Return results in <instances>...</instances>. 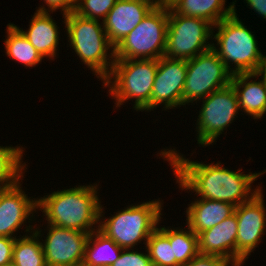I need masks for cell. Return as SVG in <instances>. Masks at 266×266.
<instances>
[{
  "mask_svg": "<svg viewBox=\"0 0 266 266\" xmlns=\"http://www.w3.org/2000/svg\"><path fill=\"white\" fill-rule=\"evenodd\" d=\"M159 154L171 163L182 190H192L200 198L223 201L234 206L249 201L259 192L261 188L257 186L252 190L251 184L266 172L243 174L240 172L242 169L234 172L221 166L220 162L204 164L190 161L175 149H166Z\"/></svg>",
  "mask_w": 266,
  "mask_h": 266,
  "instance_id": "obj_1",
  "label": "cell"
},
{
  "mask_svg": "<svg viewBox=\"0 0 266 266\" xmlns=\"http://www.w3.org/2000/svg\"><path fill=\"white\" fill-rule=\"evenodd\" d=\"M97 187L95 184L54 191L37 198V208L43 210L48 224L90 234L99 229L93 225L103 217Z\"/></svg>",
  "mask_w": 266,
  "mask_h": 266,
  "instance_id": "obj_2",
  "label": "cell"
},
{
  "mask_svg": "<svg viewBox=\"0 0 266 266\" xmlns=\"http://www.w3.org/2000/svg\"><path fill=\"white\" fill-rule=\"evenodd\" d=\"M235 4L234 13L214 25L218 31L212 36L219 47L212 43V49L232 75L260 73L266 56L259 50L253 32L237 17ZM231 62L234 69L229 66Z\"/></svg>",
  "mask_w": 266,
  "mask_h": 266,
  "instance_id": "obj_3",
  "label": "cell"
},
{
  "mask_svg": "<svg viewBox=\"0 0 266 266\" xmlns=\"http://www.w3.org/2000/svg\"><path fill=\"white\" fill-rule=\"evenodd\" d=\"M63 18L69 45L83 64L87 65L96 76L98 75L97 78L105 81L115 61V47L110 43L104 27L99 24V20L82 17L75 12L64 15ZM108 50L111 51L109 56Z\"/></svg>",
  "mask_w": 266,
  "mask_h": 266,
  "instance_id": "obj_4",
  "label": "cell"
},
{
  "mask_svg": "<svg viewBox=\"0 0 266 266\" xmlns=\"http://www.w3.org/2000/svg\"><path fill=\"white\" fill-rule=\"evenodd\" d=\"M157 67L158 59L115 60L109 76L103 83L104 87H110V95L116 98V107L135 98L133 108L137 111H151V93Z\"/></svg>",
  "mask_w": 266,
  "mask_h": 266,
  "instance_id": "obj_5",
  "label": "cell"
},
{
  "mask_svg": "<svg viewBox=\"0 0 266 266\" xmlns=\"http://www.w3.org/2000/svg\"><path fill=\"white\" fill-rule=\"evenodd\" d=\"M161 206L159 199L130 205L96 227L122 249L134 248L142 240L146 245L161 219Z\"/></svg>",
  "mask_w": 266,
  "mask_h": 266,
  "instance_id": "obj_6",
  "label": "cell"
},
{
  "mask_svg": "<svg viewBox=\"0 0 266 266\" xmlns=\"http://www.w3.org/2000/svg\"><path fill=\"white\" fill-rule=\"evenodd\" d=\"M168 8L155 6L144 19L115 46V60L159 59L164 56Z\"/></svg>",
  "mask_w": 266,
  "mask_h": 266,
  "instance_id": "obj_7",
  "label": "cell"
},
{
  "mask_svg": "<svg viewBox=\"0 0 266 266\" xmlns=\"http://www.w3.org/2000/svg\"><path fill=\"white\" fill-rule=\"evenodd\" d=\"M214 26L205 19L177 14L168 9V27L164 56L189 60L210 48ZM207 42V43H206Z\"/></svg>",
  "mask_w": 266,
  "mask_h": 266,
  "instance_id": "obj_8",
  "label": "cell"
},
{
  "mask_svg": "<svg viewBox=\"0 0 266 266\" xmlns=\"http://www.w3.org/2000/svg\"><path fill=\"white\" fill-rule=\"evenodd\" d=\"M231 78L232 74L212 48L187 60L182 105L204 99L212 92L228 86Z\"/></svg>",
  "mask_w": 266,
  "mask_h": 266,
  "instance_id": "obj_9",
  "label": "cell"
},
{
  "mask_svg": "<svg viewBox=\"0 0 266 266\" xmlns=\"http://www.w3.org/2000/svg\"><path fill=\"white\" fill-rule=\"evenodd\" d=\"M202 102L196 129L198 144L204 147L215 142L223 130L229 127L240 108L237 93L231 83L212 92Z\"/></svg>",
  "mask_w": 266,
  "mask_h": 266,
  "instance_id": "obj_10",
  "label": "cell"
},
{
  "mask_svg": "<svg viewBox=\"0 0 266 266\" xmlns=\"http://www.w3.org/2000/svg\"><path fill=\"white\" fill-rule=\"evenodd\" d=\"M261 189L249 201L235 207L238 229L236 237V266H242L246 258L260 243L266 226V208Z\"/></svg>",
  "mask_w": 266,
  "mask_h": 266,
  "instance_id": "obj_11",
  "label": "cell"
},
{
  "mask_svg": "<svg viewBox=\"0 0 266 266\" xmlns=\"http://www.w3.org/2000/svg\"><path fill=\"white\" fill-rule=\"evenodd\" d=\"M42 243L47 266H82L89 233L48 225Z\"/></svg>",
  "mask_w": 266,
  "mask_h": 266,
  "instance_id": "obj_12",
  "label": "cell"
},
{
  "mask_svg": "<svg viewBox=\"0 0 266 266\" xmlns=\"http://www.w3.org/2000/svg\"><path fill=\"white\" fill-rule=\"evenodd\" d=\"M187 73V60L162 56L158 59L155 81L151 93V110L164 104V108L182 106V93Z\"/></svg>",
  "mask_w": 266,
  "mask_h": 266,
  "instance_id": "obj_13",
  "label": "cell"
},
{
  "mask_svg": "<svg viewBox=\"0 0 266 266\" xmlns=\"http://www.w3.org/2000/svg\"><path fill=\"white\" fill-rule=\"evenodd\" d=\"M155 6V0H117L101 22L110 43L118 45Z\"/></svg>",
  "mask_w": 266,
  "mask_h": 266,
  "instance_id": "obj_14",
  "label": "cell"
},
{
  "mask_svg": "<svg viewBox=\"0 0 266 266\" xmlns=\"http://www.w3.org/2000/svg\"><path fill=\"white\" fill-rule=\"evenodd\" d=\"M19 184L0 188V237L16 238L14 232L38 209L37 199L28 198Z\"/></svg>",
  "mask_w": 266,
  "mask_h": 266,
  "instance_id": "obj_15",
  "label": "cell"
},
{
  "mask_svg": "<svg viewBox=\"0 0 266 266\" xmlns=\"http://www.w3.org/2000/svg\"><path fill=\"white\" fill-rule=\"evenodd\" d=\"M238 223L235 213L198 235L201 255L219 256L236 266V237Z\"/></svg>",
  "mask_w": 266,
  "mask_h": 266,
  "instance_id": "obj_16",
  "label": "cell"
},
{
  "mask_svg": "<svg viewBox=\"0 0 266 266\" xmlns=\"http://www.w3.org/2000/svg\"><path fill=\"white\" fill-rule=\"evenodd\" d=\"M258 76L262 80H250ZM231 85L237 93L239 108L247 115L260 119L266 113V77L261 72L232 75Z\"/></svg>",
  "mask_w": 266,
  "mask_h": 266,
  "instance_id": "obj_17",
  "label": "cell"
},
{
  "mask_svg": "<svg viewBox=\"0 0 266 266\" xmlns=\"http://www.w3.org/2000/svg\"><path fill=\"white\" fill-rule=\"evenodd\" d=\"M233 204L199 198L186 209L187 226L197 235L234 214Z\"/></svg>",
  "mask_w": 266,
  "mask_h": 266,
  "instance_id": "obj_18",
  "label": "cell"
},
{
  "mask_svg": "<svg viewBox=\"0 0 266 266\" xmlns=\"http://www.w3.org/2000/svg\"><path fill=\"white\" fill-rule=\"evenodd\" d=\"M31 45L44 57H56V48L59 43V31L52 16L48 12H38L31 19L28 31L16 26Z\"/></svg>",
  "mask_w": 266,
  "mask_h": 266,
  "instance_id": "obj_19",
  "label": "cell"
},
{
  "mask_svg": "<svg viewBox=\"0 0 266 266\" xmlns=\"http://www.w3.org/2000/svg\"><path fill=\"white\" fill-rule=\"evenodd\" d=\"M226 0H179L171 8L180 15L207 20L213 26L234 13V2L225 8Z\"/></svg>",
  "mask_w": 266,
  "mask_h": 266,
  "instance_id": "obj_20",
  "label": "cell"
},
{
  "mask_svg": "<svg viewBox=\"0 0 266 266\" xmlns=\"http://www.w3.org/2000/svg\"><path fill=\"white\" fill-rule=\"evenodd\" d=\"M122 250L97 229L89 234L82 266H111L120 257Z\"/></svg>",
  "mask_w": 266,
  "mask_h": 266,
  "instance_id": "obj_21",
  "label": "cell"
},
{
  "mask_svg": "<svg viewBox=\"0 0 266 266\" xmlns=\"http://www.w3.org/2000/svg\"><path fill=\"white\" fill-rule=\"evenodd\" d=\"M158 229L169 239L170 245H173V259H176L180 266L186 265L200 254L198 235L188 226V230L169 229L165 226Z\"/></svg>",
  "mask_w": 266,
  "mask_h": 266,
  "instance_id": "obj_22",
  "label": "cell"
},
{
  "mask_svg": "<svg viewBox=\"0 0 266 266\" xmlns=\"http://www.w3.org/2000/svg\"><path fill=\"white\" fill-rule=\"evenodd\" d=\"M7 33V38L4 41L7 56L27 67L36 66L41 62L43 57L15 24L9 23L7 25Z\"/></svg>",
  "mask_w": 266,
  "mask_h": 266,
  "instance_id": "obj_23",
  "label": "cell"
},
{
  "mask_svg": "<svg viewBox=\"0 0 266 266\" xmlns=\"http://www.w3.org/2000/svg\"><path fill=\"white\" fill-rule=\"evenodd\" d=\"M41 230L37 229L30 236H21L13 246L12 264L15 266H47L42 242L38 240Z\"/></svg>",
  "mask_w": 266,
  "mask_h": 266,
  "instance_id": "obj_24",
  "label": "cell"
},
{
  "mask_svg": "<svg viewBox=\"0 0 266 266\" xmlns=\"http://www.w3.org/2000/svg\"><path fill=\"white\" fill-rule=\"evenodd\" d=\"M23 148L20 146H0V188H6L20 183L23 177L25 163L22 164ZM22 164V165H21Z\"/></svg>",
  "mask_w": 266,
  "mask_h": 266,
  "instance_id": "obj_25",
  "label": "cell"
},
{
  "mask_svg": "<svg viewBox=\"0 0 266 266\" xmlns=\"http://www.w3.org/2000/svg\"><path fill=\"white\" fill-rule=\"evenodd\" d=\"M145 247L153 266H180L173 259V245L158 228L151 233Z\"/></svg>",
  "mask_w": 266,
  "mask_h": 266,
  "instance_id": "obj_26",
  "label": "cell"
},
{
  "mask_svg": "<svg viewBox=\"0 0 266 266\" xmlns=\"http://www.w3.org/2000/svg\"><path fill=\"white\" fill-rule=\"evenodd\" d=\"M117 0H77L75 13L89 19H105Z\"/></svg>",
  "mask_w": 266,
  "mask_h": 266,
  "instance_id": "obj_27",
  "label": "cell"
},
{
  "mask_svg": "<svg viewBox=\"0 0 266 266\" xmlns=\"http://www.w3.org/2000/svg\"><path fill=\"white\" fill-rule=\"evenodd\" d=\"M126 251V252H125ZM111 266H153L147 254L130 249H123L120 257Z\"/></svg>",
  "mask_w": 266,
  "mask_h": 266,
  "instance_id": "obj_28",
  "label": "cell"
},
{
  "mask_svg": "<svg viewBox=\"0 0 266 266\" xmlns=\"http://www.w3.org/2000/svg\"><path fill=\"white\" fill-rule=\"evenodd\" d=\"M45 4L48 6V10L41 6L37 9L38 12H53L56 9H61L63 11V16L69 13L75 12L77 6V0H44Z\"/></svg>",
  "mask_w": 266,
  "mask_h": 266,
  "instance_id": "obj_29",
  "label": "cell"
},
{
  "mask_svg": "<svg viewBox=\"0 0 266 266\" xmlns=\"http://www.w3.org/2000/svg\"><path fill=\"white\" fill-rule=\"evenodd\" d=\"M230 264L232 265L230 261L219 256L199 254L183 266H229Z\"/></svg>",
  "mask_w": 266,
  "mask_h": 266,
  "instance_id": "obj_30",
  "label": "cell"
},
{
  "mask_svg": "<svg viewBox=\"0 0 266 266\" xmlns=\"http://www.w3.org/2000/svg\"><path fill=\"white\" fill-rule=\"evenodd\" d=\"M15 238L0 237V266L12 264V254Z\"/></svg>",
  "mask_w": 266,
  "mask_h": 266,
  "instance_id": "obj_31",
  "label": "cell"
},
{
  "mask_svg": "<svg viewBox=\"0 0 266 266\" xmlns=\"http://www.w3.org/2000/svg\"><path fill=\"white\" fill-rule=\"evenodd\" d=\"M246 3L255 12L261 15L263 19H266V0H246Z\"/></svg>",
  "mask_w": 266,
  "mask_h": 266,
  "instance_id": "obj_32",
  "label": "cell"
},
{
  "mask_svg": "<svg viewBox=\"0 0 266 266\" xmlns=\"http://www.w3.org/2000/svg\"><path fill=\"white\" fill-rule=\"evenodd\" d=\"M179 0H155L156 6L163 8H171L175 5Z\"/></svg>",
  "mask_w": 266,
  "mask_h": 266,
  "instance_id": "obj_33",
  "label": "cell"
},
{
  "mask_svg": "<svg viewBox=\"0 0 266 266\" xmlns=\"http://www.w3.org/2000/svg\"><path fill=\"white\" fill-rule=\"evenodd\" d=\"M261 73L266 77V59H265V62L263 64V68H262Z\"/></svg>",
  "mask_w": 266,
  "mask_h": 266,
  "instance_id": "obj_34",
  "label": "cell"
}]
</instances>
